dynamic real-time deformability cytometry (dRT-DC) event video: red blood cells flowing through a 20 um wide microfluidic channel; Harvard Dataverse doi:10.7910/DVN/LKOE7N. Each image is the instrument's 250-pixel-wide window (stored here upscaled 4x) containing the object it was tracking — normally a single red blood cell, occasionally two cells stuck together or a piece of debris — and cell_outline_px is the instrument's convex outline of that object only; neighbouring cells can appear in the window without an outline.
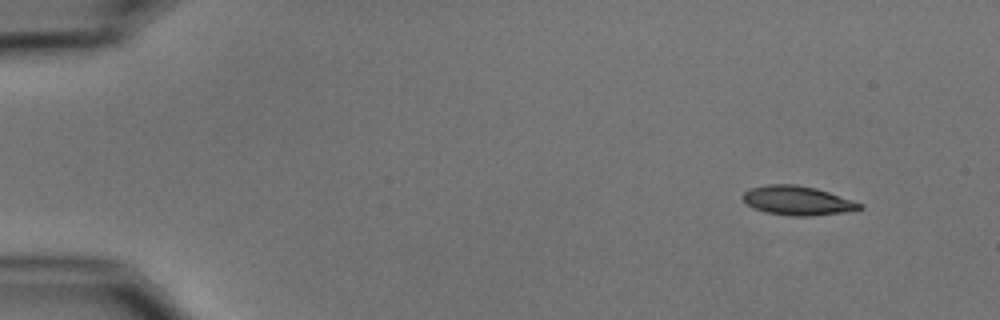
{"species": "common noctule bat (a hibernating species)", "species_latin": "Nyctalus noctula", "temperature_condition": "cold", "stored_images_in_passage": 6, "camera_frame_rate_fps": 3000, "um_per_image_px": 0.085, "animal": {"sex": "male", "body_mass_g": 15.6}, "frame": {"image": 1, "passage_image": 1, "time_ms": 0.0, "image_size_px": [1000, 320], "cell_outline_px": [[864, 208], [840, 212], [808, 216], [792, 216], [768, 212], [756, 208], [748, 204], [740, 196], [744, 192], [752, 188], [768, 184], [796, 184], [816, 188], [852, 200], [860, 204]], "centroid_in_image_um": [67.75, 17.03], "position_along_channel_um": 17.2, "area_um2": 19.36}}
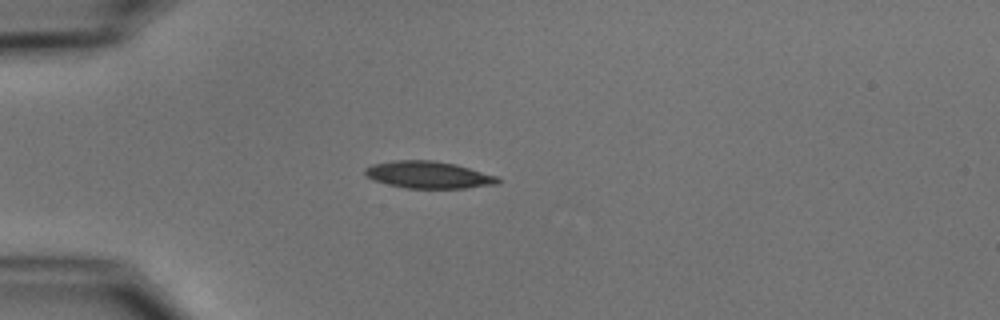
{"frame": {"image": 2, "passage_image": 3, "time_ms": 3.333, "image_size_px": [1000, 320], "cell_outline_px": [[500, 184], [464, 188], [404, 188], [388, 184], [364, 176], [364, 168], [372, 164], [392, 160], [436, 160], [456, 164], [500, 176]], "centroid_in_image_um": [36.45, 14.85], "position_along_channel_um": 48.5, "area_um2": 21.27}}